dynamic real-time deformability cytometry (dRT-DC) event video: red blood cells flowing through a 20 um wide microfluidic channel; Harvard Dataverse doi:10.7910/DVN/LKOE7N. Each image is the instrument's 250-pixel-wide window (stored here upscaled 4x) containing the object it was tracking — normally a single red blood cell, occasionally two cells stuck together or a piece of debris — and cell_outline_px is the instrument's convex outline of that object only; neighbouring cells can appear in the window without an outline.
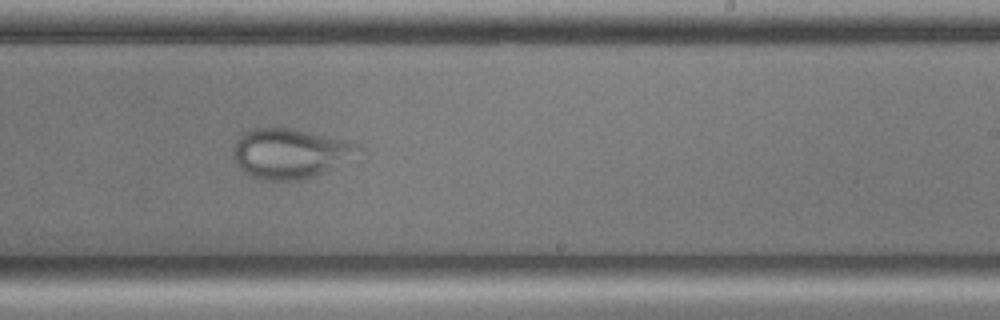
{"species": "common noctule bat (a hibernating species)", "species_latin": "Nyctalus noctula", "temperature_condition": "cold", "stored_images_in_passage": 53, "camera_frame_rate_fps": 3000, "um_per_image_px": 0.085, "animal": {"sex": "male", "body_mass_g": 17.9, "forearm_length_mm": 54.2}, "frame": {"image": 1, "passage_image": 31, "time_ms": 10.0, "image_size_px": [1000, 320], "cell_outline_px": [[368, 156], [312, 176], [300, 180], [260, 180], [244, 172], [240, 168], [232, 156], [232, 148], [236, 140], [244, 132], [252, 128], [292, 128], [344, 140], [360, 144], [364, 148]], "centroid_in_image_um": [24.78, 13.05], "position_along_channel_um": 264.2, "area_um2": 37.34}}